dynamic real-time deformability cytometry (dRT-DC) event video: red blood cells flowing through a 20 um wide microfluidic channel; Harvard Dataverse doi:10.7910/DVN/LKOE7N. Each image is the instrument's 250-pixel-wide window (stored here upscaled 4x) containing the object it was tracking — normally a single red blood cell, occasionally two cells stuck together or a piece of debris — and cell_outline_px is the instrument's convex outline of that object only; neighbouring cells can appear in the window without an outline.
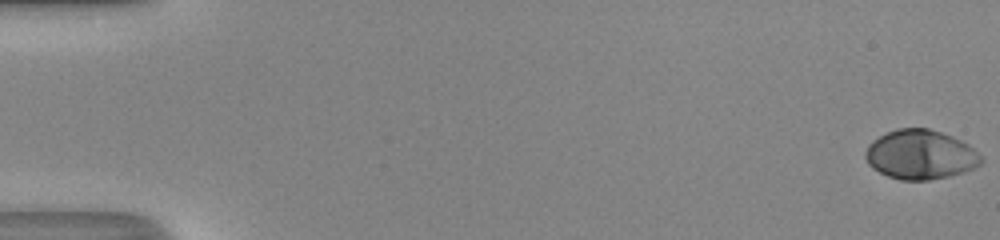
{"species": "human", "species_latin": "Homo sapiens", "temperature_condition": "room temperature", "stored_images_in_passage": 51, "camera_frame_rate_fps": 3000, "um_per_image_px": 0.085, "donor": {"sex": "male"}, "frame": {"image": 1, "passage_image": 1, "time_ms": 0.0, "image_size_px": [1000, 240], "cell_outline_px": [[984, 160], [980, 164], [972, 168], [948, 176], [928, 180], [900, 180], [888, 176], [872, 168], [868, 164], [864, 156], [864, 152], [868, 144], [872, 140], [896, 128], [928, 128], [952, 136], [968, 144]], "centroid_in_image_um": [78.19, 13.14], "position_along_channel_um": 6.8, "area_um2": 33.12}}
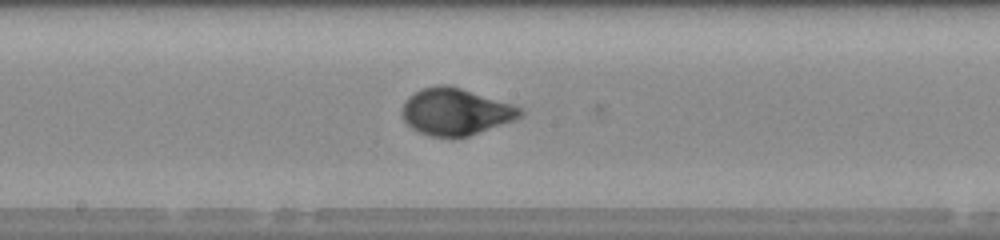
{"frame": {"image": 2, "passage_image": 29, "time_ms": 9.333, "image_size_px": [1000, 240], "cell_outline_px": [[524, 112], [520, 116], [512, 120], [468, 136], [452, 140], [428, 136], [412, 128], [404, 120], [400, 112], [404, 100], [408, 96], [420, 88], [436, 84], [448, 84], [512, 104], [524, 108]], "centroid_in_image_um": [38.66, 9.5], "position_along_channel_um": 209.5, "area_um2": 32.71}}
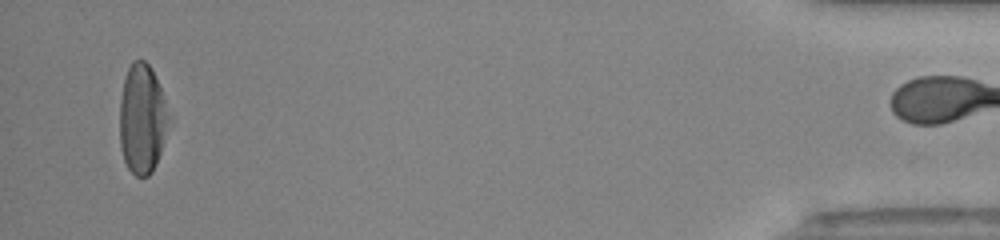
{"frame": {"image": 3, "passage_image": 50, "time_ms": 16.333, "image_size_px": [1000, 240], "cell_outline_px": [[168, 120], [160, 152], [156, 164], [152, 172], [148, 176], [136, 176], [128, 168], [124, 160], [120, 148], [120, 100], [124, 76], [132, 60], [144, 60], [152, 68], [164, 96], [168, 116]], "centroid_in_image_um": [12.05, 10.08], "position_along_channel_um": 423.1, "area_um2": 31.15}, "authors_computed_cell_mechanics": {"area_um2": 32.079, "velocity_mm_per_s": 4.1986, "shape_relaxation_time_tau1_ms": 3.1533, "shape_relaxation_time_tau2_ms": null, "deformation_change_tau1": 0.2069, "deformation_change_tau2": null}}